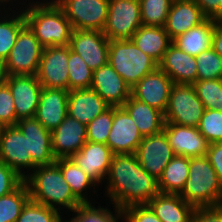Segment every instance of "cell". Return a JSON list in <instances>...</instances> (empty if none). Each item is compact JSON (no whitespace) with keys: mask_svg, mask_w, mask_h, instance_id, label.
<instances>
[{"mask_svg":"<svg viewBox=\"0 0 222 222\" xmlns=\"http://www.w3.org/2000/svg\"><path fill=\"white\" fill-rule=\"evenodd\" d=\"M106 179L105 193L120 211L147 204L160 193L158 180L142 168L135 154H114Z\"/></svg>","mask_w":222,"mask_h":222,"instance_id":"obj_1","label":"cell"},{"mask_svg":"<svg viewBox=\"0 0 222 222\" xmlns=\"http://www.w3.org/2000/svg\"><path fill=\"white\" fill-rule=\"evenodd\" d=\"M24 181L28 186L30 199L59 212L63 208L74 212L83 204L73 194L55 162L50 165L37 166Z\"/></svg>","mask_w":222,"mask_h":222,"instance_id":"obj_2","label":"cell"},{"mask_svg":"<svg viewBox=\"0 0 222 222\" xmlns=\"http://www.w3.org/2000/svg\"><path fill=\"white\" fill-rule=\"evenodd\" d=\"M44 2L33 1L23 8L26 24L43 48L69 45L73 32L70 21L54 0Z\"/></svg>","mask_w":222,"mask_h":222,"instance_id":"obj_3","label":"cell"},{"mask_svg":"<svg viewBox=\"0 0 222 222\" xmlns=\"http://www.w3.org/2000/svg\"><path fill=\"white\" fill-rule=\"evenodd\" d=\"M179 195L194 208L222 205V184L207 156L189 158V176Z\"/></svg>","mask_w":222,"mask_h":222,"instance_id":"obj_4","label":"cell"},{"mask_svg":"<svg viewBox=\"0 0 222 222\" xmlns=\"http://www.w3.org/2000/svg\"><path fill=\"white\" fill-rule=\"evenodd\" d=\"M108 63L130 88L159 67L158 63L142 52L131 39L110 40Z\"/></svg>","mask_w":222,"mask_h":222,"instance_id":"obj_5","label":"cell"},{"mask_svg":"<svg viewBox=\"0 0 222 222\" xmlns=\"http://www.w3.org/2000/svg\"><path fill=\"white\" fill-rule=\"evenodd\" d=\"M43 47L26 24L19 32L9 56L0 67V76L36 75Z\"/></svg>","mask_w":222,"mask_h":222,"instance_id":"obj_6","label":"cell"},{"mask_svg":"<svg viewBox=\"0 0 222 222\" xmlns=\"http://www.w3.org/2000/svg\"><path fill=\"white\" fill-rule=\"evenodd\" d=\"M204 111L193 84L173 83L164 113L165 123L198 127Z\"/></svg>","mask_w":222,"mask_h":222,"instance_id":"obj_7","label":"cell"},{"mask_svg":"<svg viewBox=\"0 0 222 222\" xmlns=\"http://www.w3.org/2000/svg\"><path fill=\"white\" fill-rule=\"evenodd\" d=\"M141 26L139 0H109L107 20L102 30L109 40L131 39Z\"/></svg>","mask_w":222,"mask_h":222,"instance_id":"obj_8","label":"cell"},{"mask_svg":"<svg viewBox=\"0 0 222 222\" xmlns=\"http://www.w3.org/2000/svg\"><path fill=\"white\" fill-rule=\"evenodd\" d=\"M70 21L73 30L102 31L109 0H54Z\"/></svg>","mask_w":222,"mask_h":222,"instance_id":"obj_9","label":"cell"},{"mask_svg":"<svg viewBox=\"0 0 222 222\" xmlns=\"http://www.w3.org/2000/svg\"><path fill=\"white\" fill-rule=\"evenodd\" d=\"M0 161L23 179L30 174V170L32 172L37 167L28 153L27 138H24L16 125L0 127ZM25 168L28 171L25 172Z\"/></svg>","mask_w":222,"mask_h":222,"instance_id":"obj_10","label":"cell"},{"mask_svg":"<svg viewBox=\"0 0 222 222\" xmlns=\"http://www.w3.org/2000/svg\"><path fill=\"white\" fill-rule=\"evenodd\" d=\"M69 45L43 49L36 77L42 87L69 90Z\"/></svg>","mask_w":222,"mask_h":222,"instance_id":"obj_11","label":"cell"},{"mask_svg":"<svg viewBox=\"0 0 222 222\" xmlns=\"http://www.w3.org/2000/svg\"><path fill=\"white\" fill-rule=\"evenodd\" d=\"M109 42L102 31L73 30L69 46L95 71L108 63Z\"/></svg>","mask_w":222,"mask_h":222,"instance_id":"obj_12","label":"cell"},{"mask_svg":"<svg viewBox=\"0 0 222 222\" xmlns=\"http://www.w3.org/2000/svg\"><path fill=\"white\" fill-rule=\"evenodd\" d=\"M9 86L14 98L16 123L24 118L36 115L42 86L36 75L0 76Z\"/></svg>","mask_w":222,"mask_h":222,"instance_id":"obj_13","label":"cell"},{"mask_svg":"<svg viewBox=\"0 0 222 222\" xmlns=\"http://www.w3.org/2000/svg\"><path fill=\"white\" fill-rule=\"evenodd\" d=\"M135 155L142 168L157 180L162 176L165 167L175 156L163 131L144 137Z\"/></svg>","mask_w":222,"mask_h":222,"instance_id":"obj_14","label":"cell"},{"mask_svg":"<svg viewBox=\"0 0 222 222\" xmlns=\"http://www.w3.org/2000/svg\"><path fill=\"white\" fill-rule=\"evenodd\" d=\"M144 137L123 107H113L112 129L107 146L113 154H135Z\"/></svg>","mask_w":222,"mask_h":222,"instance_id":"obj_15","label":"cell"},{"mask_svg":"<svg viewBox=\"0 0 222 222\" xmlns=\"http://www.w3.org/2000/svg\"><path fill=\"white\" fill-rule=\"evenodd\" d=\"M16 126L27 138L28 153L37 165H50L56 162L52 150L51 131L45 128L35 116L19 120Z\"/></svg>","mask_w":222,"mask_h":222,"instance_id":"obj_16","label":"cell"},{"mask_svg":"<svg viewBox=\"0 0 222 222\" xmlns=\"http://www.w3.org/2000/svg\"><path fill=\"white\" fill-rule=\"evenodd\" d=\"M172 85L171 78L158 67L131 88V96L164 114Z\"/></svg>","mask_w":222,"mask_h":222,"instance_id":"obj_17","label":"cell"},{"mask_svg":"<svg viewBox=\"0 0 222 222\" xmlns=\"http://www.w3.org/2000/svg\"><path fill=\"white\" fill-rule=\"evenodd\" d=\"M163 132L166 134L174 155L189 158L207 155L209 143L198 127L165 123Z\"/></svg>","mask_w":222,"mask_h":222,"instance_id":"obj_18","label":"cell"},{"mask_svg":"<svg viewBox=\"0 0 222 222\" xmlns=\"http://www.w3.org/2000/svg\"><path fill=\"white\" fill-rule=\"evenodd\" d=\"M113 152L106 144L86 141L84 146L70 157L97 184L105 182Z\"/></svg>","mask_w":222,"mask_h":222,"instance_id":"obj_19","label":"cell"},{"mask_svg":"<svg viewBox=\"0 0 222 222\" xmlns=\"http://www.w3.org/2000/svg\"><path fill=\"white\" fill-rule=\"evenodd\" d=\"M90 88L97 92L110 107H122L131 96V88L109 63L93 71Z\"/></svg>","mask_w":222,"mask_h":222,"instance_id":"obj_20","label":"cell"},{"mask_svg":"<svg viewBox=\"0 0 222 222\" xmlns=\"http://www.w3.org/2000/svg\"><path fill=\"white\" fill-rule=\"evenodd\" d=\"M52 150L56 159L70 158L84 146L87 141L86 124L67 116L51 132Z\"/></svg>","mask_w":222,"mask_h":222,"instance_id":"obj_21","label":"cell"},{"mask_svg":"<svg viewBox=\"0 0 222 222\" xmlns=\"http://www.w3.org/2000/svg\"><path fill=\"white\" fill-rule=\"evenodd\" d=\"M68 93L65 89L42 87L35 117L51 132L68 116Z\"/></svg>","mask_w":222,"mask_h":222,"instance_id":"obj_22","label":"cell"},{"mask_svg":"<svg viewBox=\"0 0 222 222\" xmlns=\"http://www.w3.org/2000/svg\"><path fill=\"white\" fill-rule=\"evenodd\" d=\"M206 18L194 0H173L164 28L173 41Z\"/></svg>","mask_w":222,"mask_h":222,"instance_id":"obj_23","label":"cell"},{"mask_svg":"<svg viewBox=\"0 0 222 222\" xmlns=\"http://www.w3.org/2000/svg\"><path fill=\"white\" fill-rule=\"evenodd\" d=\"M158 65L173 83L194 84L197 81L196 57L183 52L173 43Z\"/></svg>","mask_w":222,"mask_h":222,"instance_id":"obj_24","label":"cell"},{"mask_svg":"<svg viewBox=\"0 0 222 222\" xmlns=\"http://www.w3.org/2000/svg\"><path fill=\"white\" fill-rule=\"evenodd\" d=\"M110 106L93 89H76L68 93V116L88 124Z\"/></svg>","mask_w":222,"mask_h":222,"instance_id":"obj_25","label":"cell"},{"mask_svg":"<svg viewBox=\"0 0 222 222\" xmlns=\"http://www.w3.org/2000/svg\"><path fill=\"white\" fill-rule=\"evenodd\" d=\"M147 204L162 222H190L195 209L179 194L158 193Z\"/></svg>","mask_w":222,"mask_h":222,"instance_id":"obj_26","label":"cell"},{"mask_svg":"<svg viewBox=\"0 0 222 222\" xmlns=\"http://www.w3.org/2000/svg\"><path fill=\"white\" fill-rule=\"evenodd\" d=\"M131 116L143 137L161 133L164 128V114L130 96L122 106Z\"/></svg>","mask_w":222,"mask_h":222,"instance_id":"obj_27","label":"cell"},{"mask_svg":"<svg viewBox=\"0 0 222 222\" xmlns=\"http://www.w3.org/2000/svg\"><path fill=\"white\" fill-rule=\"evenodd\" d=\"M131 40L142 52L153 58L158 64L172 44V40L165 28L156 26L142 25L134 33Z\"/></svg>","mask_w":222,"mask_h":222,"instance_id":"obj_28","label":"cell"},{"mask_svg":"<svg viewBox=\"0 0 222 222\" xmlns=\"http://www.w3.org/2000/svg\"><path fill=\"white\" fill-rule=\"evenodd\" d=\"M216 21L214 18H206L201 24L175 38L172 43L183 52L197 57L211 48Z\"/></svg>","mask_w":222,"mask_h":222,"instance_id":"obj_29","label":"cell"},{"mask_svg":"<svg viewBox=\"0 0 222 222\" xmlns=\"http://www.w3.org/2000/svg\"><path fill=\"white\" fill-rule=\"evenodd\" d=\"M189 176V157L175 155L158 179L160 193L180 194Z\"/></svg>","mask_w":222,"mask_h":222,"instance_id":"obj_30","label":"cell"},{"mask_svg":"<svg viewBox=\"0 0 222 222\" xmlns=\"http://www.w3.org/2000/svg\"><path fill=\"white\" fill-rule=\"evenodd\" d=\"M64 176L65 181L70 186L73 194L83 203H90L85 195L87 189L96 187V182L90 178L79 166H77L70 158H59L55 162Z\"/></svg>","mask_w":222,"mask_h":222,"instance_id":"obj_31","label":"cell"},{"mask_svg":"<svg viewBox=\"0 0 222 222\" xmlns=\"http://www.w3.org/2000/svg\"><path fill=\"white\" fill-rule=\"evenodd\" d=\"M11 12L14 15L11 16L10 13L9 17L8 13L5 14L6 16L1 13L0 17V67L9 56L20 30L26 25L23 9L18 11L19 14Z\"/></svg>","mask_w":222,"mask_h":222,"instance_id":"obj_32","label":"cell"},{"mask_svg":"<svg viewBox=\"0 0 222 222\" xmlns=\"http://www.w3.org/2000/svg\"><path fill=\"white\" fill-rule=\"evenodd\" d=\"M29 199L30 192L25 181L11 193L0 197V222H16Z\"/></svg>","mask_w":222,"mask_h":222,"instance_id":"obj_33","label":"cell"},{"mask_svg":"<svg viewBox=\"0 0 222 222\" xmlns=\"http://www.w3.org/2000/svg\"><path fill=\"white\" fill-rule=\"evenodd\" d=\"M69 91L91 87L93 70L84 62L81 56L70 49L68 59Z\"/></svg>","mask_w":222,"mask_h":222,"instance_id":"obj_34","label":"cell"},{"mask_svg":"<svg viewBox=\"0 0 222 222\" xmlns=\"http://www.w3.org/2000/svg\"><path fill=\"white\" fill-rule=\"evenodd\" d=\"M172 1L139 0L142 25L164 27Z\"/></svg>","mask_w":222,"mask_h":222,"instance_id":"obj_35","label":"cell"},{"mask_svg":"<svg viewBox=\"0 0 222 222\" xmlns=\"http://www.w3.org/2000/svg\"><path fill=\"white\" fill-rule=\"evenodd\" d=\"M193 85L205 109L222 111V78L197 80Z\"/></svg>","mask_w":222,"mask_h":222,"instance_id":"obj_36","label":"cell"},{"mask_svg":"<svg viewBox=\"0 0 222 222\" xmlns=\"http://www.w3.org/2000/svg\"><path fill=\"white\" fill-rule=\"evenodd\" d=\"M61 212L29 199L16 222H63Z\"/></svg>","mask_w":222,"mask_h":222,"instance_id":"obj_37","label":"cell"},{"mask_svg":"<svg viewBox=\"0 0 222 222\" xmlns=\"http://www.w3.org/2000/svg\"><path fill=\"white\" fill-rule=\"evenodd\" d=\"M197 80L222 78V57L211 47L196 57Z\"/></svg>","mask_w":222,"mask_h":222,"instance_id":"obj_38","label":"cell"},{"mask_svg":"<svg viewBox=\"0 0 222 222\" xmlns=\"http://www.w3.org/2000/svg\"><path fill=\"white\" fill-rule=\"evenodd\" d=\"M112 123L113 107H109L86 125L87 141L107 144V139L112 129Z\"/></svg>","mask_w":222,"mask_h":222,"instance_id":"obj_39","label":"cell"},{"mask_svg":"<svg viewBox=\"0 0 222 222\" xmlns=\"http://www.w3.org/2000/svg\"><path fill=\"white\" fill-rule=\"evenodd\" d=\"M198 130L209 144L222 143V111L205 109Z\"/></svg>","mask_w":222,"mask_h":222,"instance_id":"obj_40","label":"cell"},{"mask_svg":"<svg viewBox=\"0 0 222 222\" xmlns=\"http://www.w3.org/2000/svg\"><path fill=\"white\" fill-rule=\"evenodd\" d=\"M93 203H85L78 207L73 213L74 217L71 220L63 222H110L116 214L120 211L115 206V214L113 215L108 207L98 206L97 208Z\"/></svg>","mask_w":222,"mask_h":222,"instance_id":"obj_41","label":"cell"},{"mask_svg":"<svg viewBox=\"0 0 222 222\" xmlns=\"http://www.w3.org/2000/svg\"><path fill=\"white\" fill-rule=\"evenodd\" d=\"M16 125L14 98L9 86L0 78V127Z\"/></svg>","mask_w":222,"mask_h":222,"instance_id":"obj_42","label":"cell"},{"mask_svg":"<svg viewBox=\"0 0 222 222\" xmlns=\"http://www.w3.org/2000/svg\"><path fill=\"white\" fill-rule=\"evenodd\" d=\"M125 222H162L148 204H135L121 210Z\"/></svg>","mask_w":222,"mask_h":222,"instance_id":"obj_43","label":"cell"},{"mask_svg":"<svg viewBox=\"0 0 222 222\" xmlns=\"http://www.w3.org/2000/svg\"><path fill=\"white\" fill-rule=\"evenodd\" d=\"M24 179L0 161V197L14 191Z\"/></svg>","mask_w":222,"mask_h":222,"instance_id":"obj_44","label":"cell"},{"mask_svg":"<svg viewBox=\"0 0 222 222\" xmlns=\"http://www.w3.org/2000/svg\"><path fill=\"white\" fill-rule=\"evenodd\" d=\"M190 222H222V205L214 207H196Z\"/></svg>","mask_w":222,"mask_h":222,"instance_id":"obj_45","label":"cell"},{"mask_svg":"<svg viewBox=\"0 0 222 222\" xmlns=\"http://www.w3.org/2000/svg\"><path fill=\"white\" fill-rule=\"evenodd\" d=\"M206 156L222 184V143L209 144Z\"/></svg>","mask_w":222,"mask_h":222,"instance_id":"obj_46","label":"cell"},{"mask_svg":"<svg viewBox=\"0 0 222 222\" xmlns=\"http://www.w3.org/2000/svg\"><path fill=\"white\" fill-rule=\"evenodd\" d=\"M207 18L219 20L222 17V0H194Z\"/></svg>","mask_w":222,"mask_h":222,"instance_id":"obj_47","label":"cell"},{"mask_svg":"<svg viewBox=\"0 0 222 222\" xmlns=\"http://www.w3.org/2000/svg\"><path fill=\"white\" fill-rule=\"evenodd\" d=\"M211 47L222 57V23L219 20L215 22Z\"/></svg>","mask_w":222,"mask_h":222,"instance_id":"obj_48","label":"cell"},{"mask_svg":"<svg viewBox=\"0 0 222 222\" xmlns=\"http://www.w3.org/2000/svg\"><path fill=\"white\" fill-rule=\"evenodd\" d=\"M118 219L125 220L122 211H119L110 222H118Z\"/></svg>","mask_w":222,"mask_h":222,"instance_id":"obj_49","label":"cell"},{"mask_svg":"<svg viewBox=\"0 0 222 222\" xmlns=\"http://www.w3.org/2000/svg\"><path fill=\"white\" fill-rule=\"evenodd\" d=\"M9 1H10V2H13L12 0H0V4L3 3V2H4V3H5V2L7 3V2H9ZM14 1H17V0H14Z\"/></svg>","mask_w":222,"mask_h":222,"instance_id":"obj_50","label":"cell"}]
</instances>
